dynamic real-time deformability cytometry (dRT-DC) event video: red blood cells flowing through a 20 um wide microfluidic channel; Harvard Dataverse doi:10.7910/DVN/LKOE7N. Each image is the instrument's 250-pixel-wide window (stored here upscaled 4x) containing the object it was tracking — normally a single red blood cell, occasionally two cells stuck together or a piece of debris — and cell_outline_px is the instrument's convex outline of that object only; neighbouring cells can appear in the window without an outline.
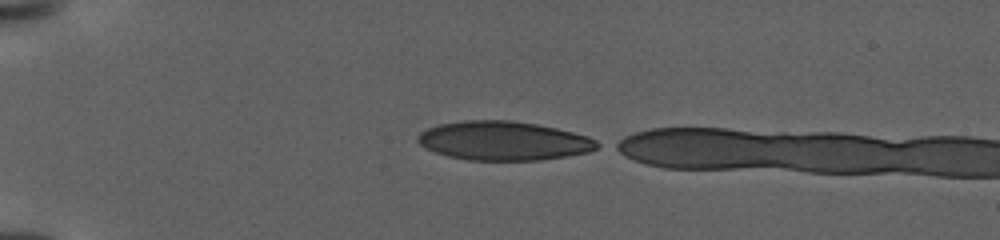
{"species": "human", "species_latin": "Homo sapiens", "temperature_condition": "warm", "stored_images_in_passage": 42, "camera_frame_rate_fps": 3000, "um_per_image_px": 0.085, "donor": {"sex": "female"}, "frame": {"image": 1, "passage_image": 1, "time_ms": 0.0, "image_size_px": [1000, 240], "cell_outline_px": [[604, 144], [588, 152], [540, 160], [472, 160], [448, 156], [436, 152], [420, 144], [416, 140], [420, 132], [428, 128], [440, 124], [464, 120], [512, 120], [536, 124], [556, 128], [588, 136]], "centroid_in_image_um": [42.82, 11.96], "position_along_channel_um": 42.2, "area_um2": 40.58}}
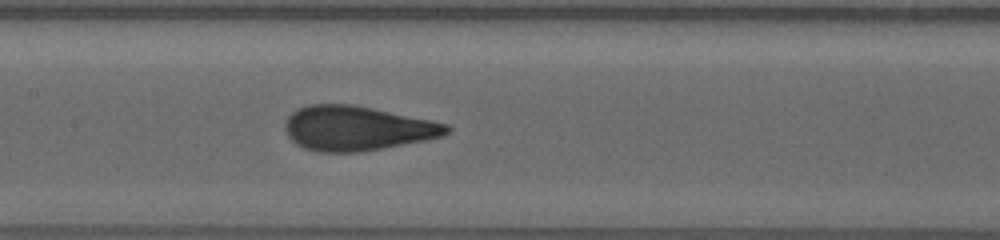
{"frame": {"image": 2, "passage_image": 15, "time_ms": 6.333, "image_size_px": [1000, 240], "cell_outline_px": [[452, 128], [444, 136], [384, 148], [360, 152], [316, 152], [304, 148], [296, 144], [288, 136], [284, 128], [284, 124], [288, 116], [292, 112], [308, 104], [352, 104], [432, 120], [448, 124]], "centroid_in_image_um": [30.33, 10.91], "position_along_channel_um": 177.1, "area_um2": 42.08}}
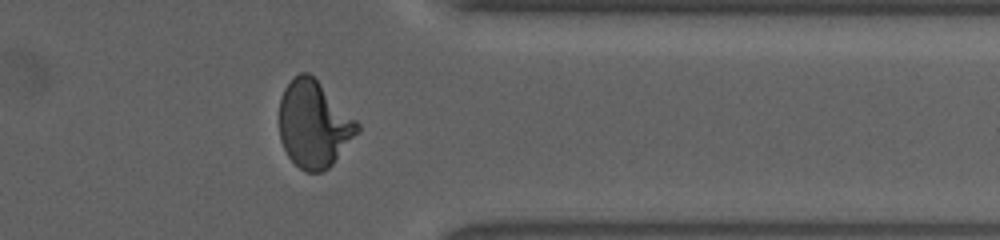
{"frame": {"image": 3, "passage_image": 37, "time_ms": 13.667, "image_size_px": [1000, 240], "cell_outline_px": [[360, 132], [332, 164], [328, 168], [320, 172], [304, 172], [288, 156], [280, 140], [280, 96], [284, 88], [292, 76], [300, 72], [308, 72], [360, 124]], "centroid_in_image_um": [26.67, 10.57], "position_along_channel_um": 384.7, "area_um2": 39.3}}